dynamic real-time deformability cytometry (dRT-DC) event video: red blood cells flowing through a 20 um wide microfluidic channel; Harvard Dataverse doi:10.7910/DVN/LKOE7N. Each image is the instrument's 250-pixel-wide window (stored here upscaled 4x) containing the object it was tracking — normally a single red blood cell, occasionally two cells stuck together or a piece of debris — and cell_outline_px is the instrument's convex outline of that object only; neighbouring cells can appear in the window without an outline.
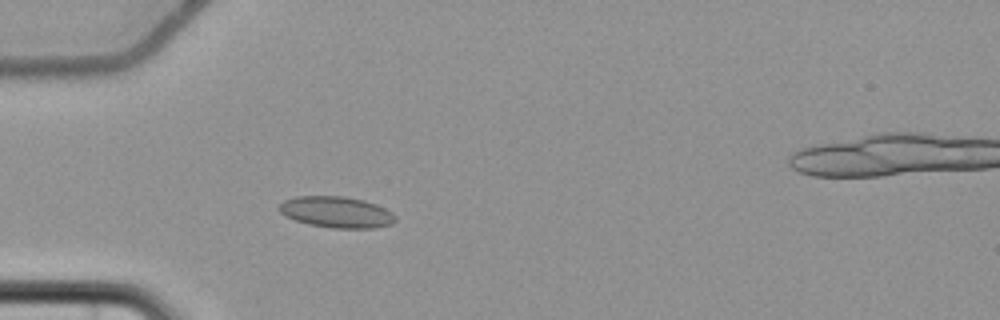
{"species": "common noctule bat (a hibernating species)", "species_latin": "Nyctalus noctula", "temperature_condition": "cold", "stored_images_in_passage": 5, "camera_frame_rate_fps": 3000, "um_per_image_px": 0.085, "animal": {"sex": "female", "body_mass_g": 22.7, "forearm_length_mm": 54.2}, "frame": {"image": 1, "passage_image": 4, "time_ms": 3.667, "image_size_px": [1000, 320], "cell_outline_px": [[396, 220], [392, 224], [372, 228], [332, 228], [308, 224], [296, 220], [280, 212], [280, 204], [284, 200], [296, 196], [344, 196], [364, 200], [376, 204], [392, 212], [396, 216]], "centroid_in_image_um": [28.63, 18.02], "position_along_channel_um": 56.4, "area_um2": 21.04}}